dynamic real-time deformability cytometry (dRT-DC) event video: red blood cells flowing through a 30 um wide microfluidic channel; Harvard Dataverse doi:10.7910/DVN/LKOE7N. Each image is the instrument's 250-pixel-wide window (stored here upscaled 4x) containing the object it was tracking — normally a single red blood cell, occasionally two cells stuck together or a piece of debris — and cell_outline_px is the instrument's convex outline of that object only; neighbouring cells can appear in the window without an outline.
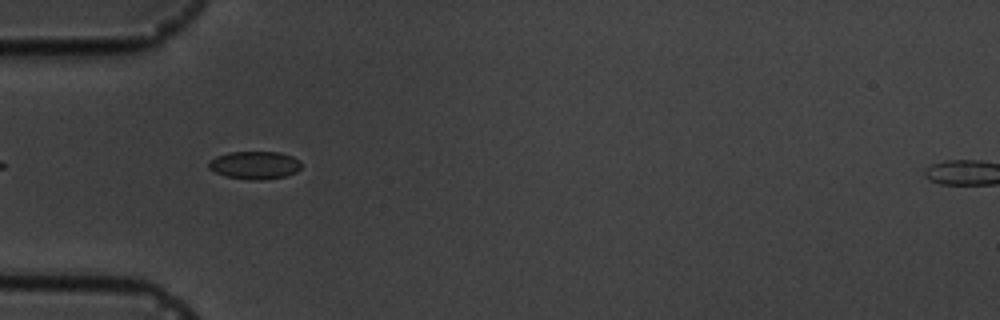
{"species": "common noctule bat (a hibernating species)", "species_latin": "Nyctalus noctula", "temperature_condition": "cold", "stored_images_in_passage": 5, "camera_frame_rate_fps": 3000, "um_per_image_px": 0.085, "animal": {"sex": "male", "body_mass_g": 19.5, "forearm_length_mm": 54.6}, "frame": {"image": 1, "passage_image": 2, "time_ms": 1.0, "image_size_px": [1000, 320], "cell_outline_px": [[300, 168], [296, 172], [284, 176], [260, 180], [252, 180], [224, 176], [208, 168], [208, 160], [216, 156], [228, 152], [280, 152], [292, 156], [300, 160]], "centroid_in_image_um": [21.62, 14.03], "position_along_channel_um": 63.4, "area_um2": 15.09}}
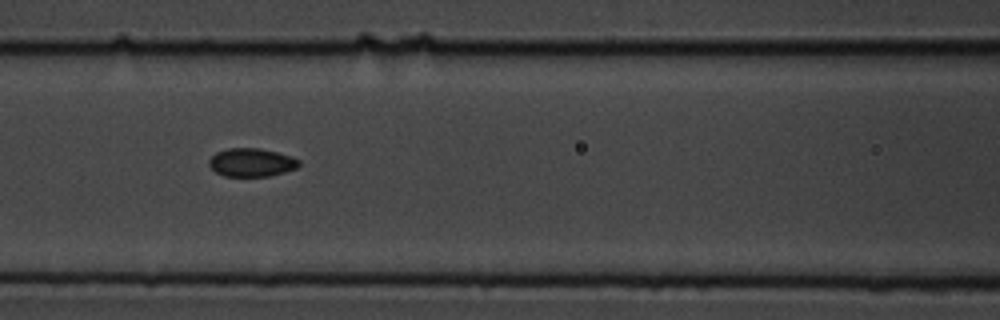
{"frame": {"image": 2, "passage_image": 4, "time_ms": 3.333, "image_size_px": [1000, 320], "cell_outline_px": [[300, 164], [296, 168], [284, 172], [268, 176], [224, 176], [216, 172], [208, 164], [208, 160], [216, 152], [228, 148], [260, 148], [292, 156], [300, 160]], "centroid_in_image_um": [21.37, 13.8], "position_along_channel_um": 145.2, "area_um2": 14.85}}
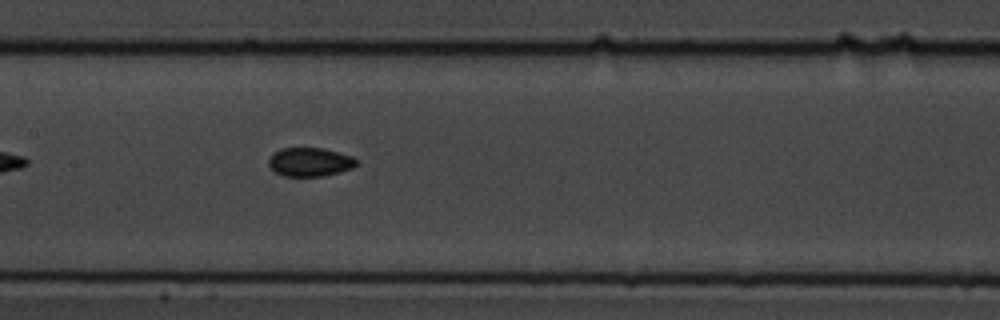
{"frame": {"image": 3, "passage_image": 5, "time_ms": 4.333, "image_size_px": [1000, 320], "cell_outline_px": [[356, 164], [352, 168], [340, 172], [324, 176], [284, 176], [276, 172], [268, 164], [268, 160], [272, 152], [280, 148], [324, 148], [352, 156], [356, 160]], "centroid_in_image_um": [26.31, 13.76], "position_along_channel_um": 181.1, "area_um2": 14.74}}